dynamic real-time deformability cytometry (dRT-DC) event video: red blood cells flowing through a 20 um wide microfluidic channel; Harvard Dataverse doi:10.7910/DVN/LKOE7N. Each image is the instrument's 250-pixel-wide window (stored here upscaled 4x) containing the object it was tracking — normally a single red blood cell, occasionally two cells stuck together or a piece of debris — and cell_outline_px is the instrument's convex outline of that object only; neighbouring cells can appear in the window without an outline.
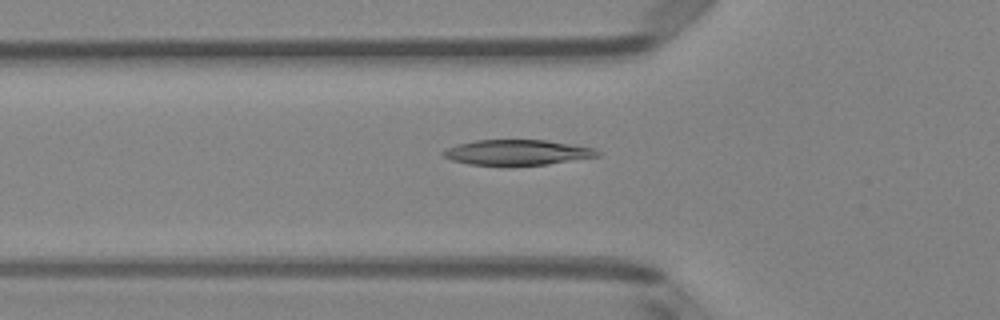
{"species": "Egyptian fruit bat (a non-hibernating species)", "species_latin": "Rousettus aegyptiacus", "temperature_condition": "room temperature", "stored_images_in_passage": 50, "camera_frame_rate_fps": 3000, "um_per_image_px": 0.085, "animal": {"sex": "female"}, "frame": {"image": 1, "passage_image": 17, "time_ms": 5.333, "image_size_px": [1000, 320], "cell_outline_px": [[600, 156], [548, 164], [468, 164], [452, 160], [444, 156], [440, 152], [456, 144], [476, 140], [544, 140], [596, 148], [600, 152]], "centroid_in_image_um": [43.98, 12.94], "position_along_channel_um": 81.8, "area_um2": 22.37}}
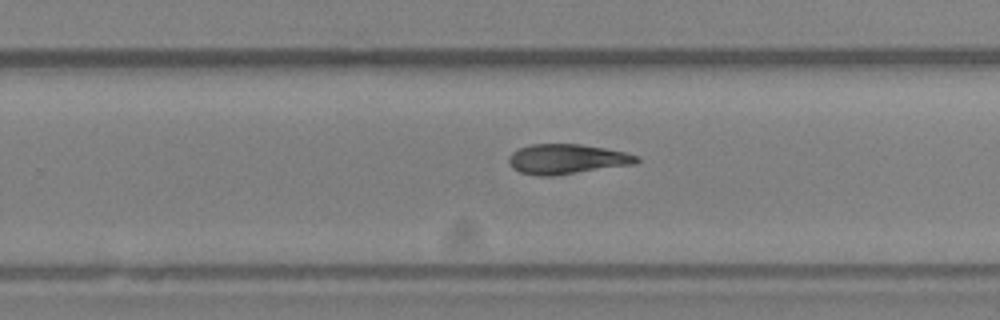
{"frame": {"image": 2, "passage_image": 32, "time_ms": 10.333, "image_size_px": [1000, 320], "cell_outline_px": [[640, 160], [636, 164], [552, 176], [536, 176], [520, 172], [512, 168], [508, 164], [508, 156], [512, 152], [520, 148], [532, 144], [580, 144], [604, 148], [624, 152], [640, 156]], "centroid_in_image_um": [48.17, 13.53], "position_along_channel_um": 281.6, "area_um2": 22.43}}
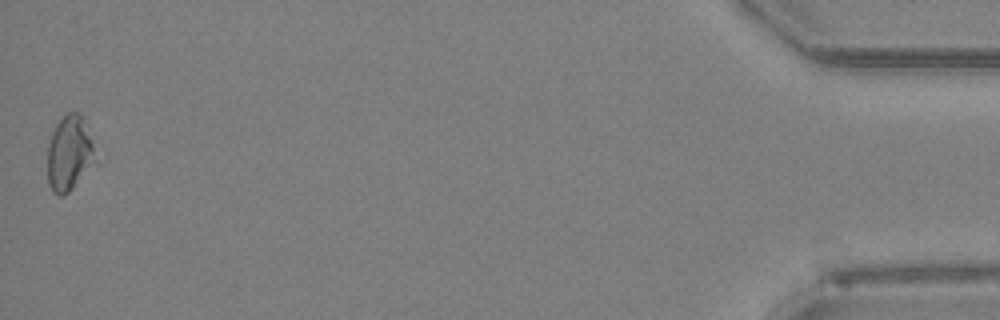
{"frame": {"image": 3, "passage_image": 50, "time_ms": 16.333, "image_size_px": [1000, 320], "cell_outline_px": [[100, 164], [64, 196], [60, 196], [52, 192], [48, 184], [48, 144], [52, 132], [56, 124], [68, 112], [80, 112], [84, 116]], "centroid_in_image_um": [5.97, 13.07], "position_along_channel_um": 429.2, "area_um2": 22.02}, "authors_computed_cell_mechanics": {"area_um2": 22.3975, "velocity_mm_per_s": 4.0079, "shape_relaxation_time_tau1_ms": 5.0115, "shape_relaxation_time_tau2_ms": null, "deformation_change_tau1": 0.1412, "deformation_change_tau2": null}}